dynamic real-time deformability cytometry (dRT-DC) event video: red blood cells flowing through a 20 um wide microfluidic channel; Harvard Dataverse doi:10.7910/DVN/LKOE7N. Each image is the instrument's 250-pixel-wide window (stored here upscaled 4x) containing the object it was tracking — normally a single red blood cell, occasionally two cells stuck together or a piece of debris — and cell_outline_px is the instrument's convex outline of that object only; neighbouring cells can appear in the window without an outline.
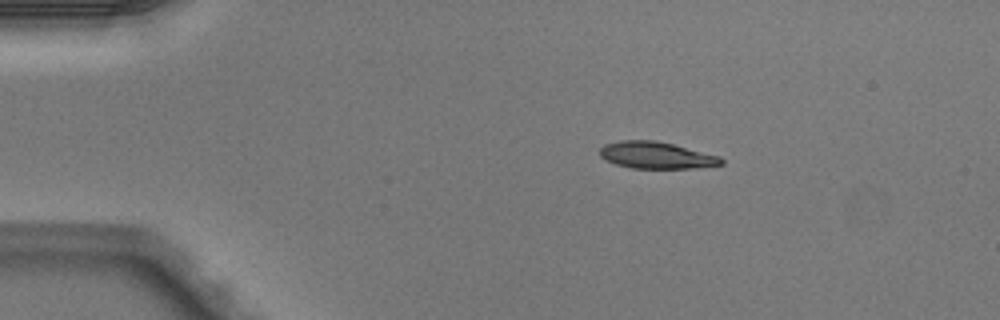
{"species": "Egyptian fruit bat (a non-hibernating species)", "species_latin": "Rousettus aegyptiacus", "temperature_condition": "warm", "stored_images_in_passage": 5, "camera_frame_rate_fps": 3000, "um_per_image_px": 0.085, "animal": {"sex": "male"}, "frame": {"image": 1, "passage_image": 1, "time_ms": 0.0, "image_size_px": [1000, 320], "cell_outline_px": [[724, 164], [696, 168], [632, 168], [616, 164], [604, 160], [600, 156], [600, 148], [604, 144], [620, 140], [656, 140], [720, 156], [724, 160]], "centroid_in_image_um": [55.77, 13.19], "position_along_channel_um": 29.2, "area_um2": 19.02}}
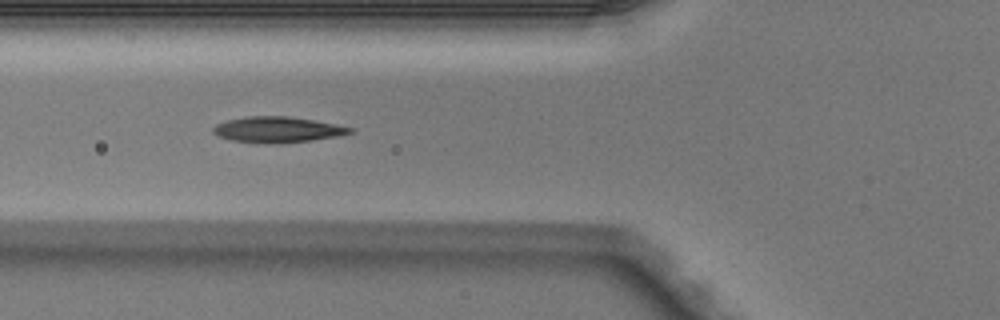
{"frame": {"image": 2, "passage_image": 4, "time_ms": 1.0, "image_size_px": [1000, 320], "cell_outline_px": [[352, 132], [340, 136], [312, 140], [264, 144], [232, 140], [220, 136], [212, 132], [212, 128], [216, 124], [224, 120], [244, 116], [288, 116], [312, 120], [352, 128]], "centroid_in_image_um": [23.51, 11.01], "position_along_channel_um": 102.3, "area_um2": 20.4}}
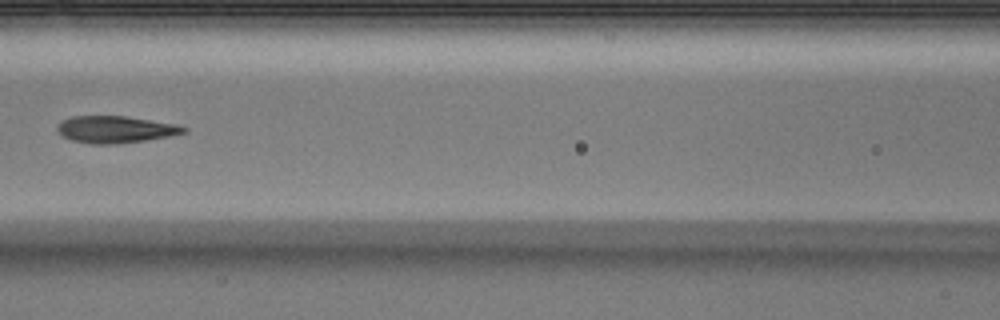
{"frame": {"image": 3, "passage_image": 5, "time_ms": 1.333, "image_size_px": [1000, 320], "cell_outline_px": [[188, 128], [184, 132], [168, 136], [144, 140], [116, 144], [92, 144], [72, 140], [64, 136], [56, 128], [60, 120], [72, 116], [124, 116], [176, 124]], "centroid_in_image_um": [9.77, 10.99], "position_along_channel_um": 156.8, "area_um2": 19.59}}